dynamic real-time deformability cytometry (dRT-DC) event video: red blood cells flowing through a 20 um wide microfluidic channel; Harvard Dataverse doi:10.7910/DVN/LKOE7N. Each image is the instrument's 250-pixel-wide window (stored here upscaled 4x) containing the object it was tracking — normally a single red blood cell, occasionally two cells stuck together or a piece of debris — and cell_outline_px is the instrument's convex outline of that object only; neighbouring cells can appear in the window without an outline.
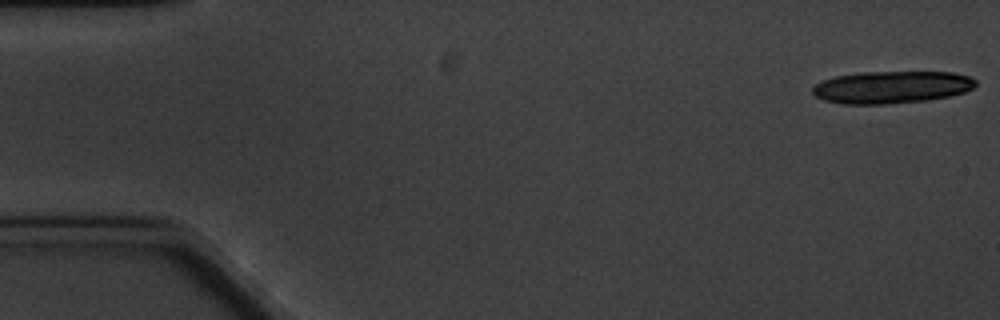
{"species": "common noctule bat (a hibernating species)", "species_latin": "Nyctalus noctula", "temperature_condition": "cold", "stored_images_in_passage": 9, "camera_frame_rate_fps": 3000, "um_per_image_px": 0.085, "animal": {"sex": "male", "body_mass_g": 20.1, "forearm_length_mm": 53.5}, "frame": {"image": 1, "passage_image": 1, "time_ms": 0.0, "image_size_px": [1000, 320], "cell_outline_px": [[976, 84], [972, 88], [964, 92], [948, 96], [928, 100], [884, 104], [844, 104], [824, 100], [816, 96], [812, 92], [812, 88], [816, 84], [824, 80], [836, 76], [864, 72], [952, 72], [968, 76], [976, 80]], "centroid_in_image_um": [75.79, 7.41], "position_along_channel_um": 9.2, "area_um2": 30.52}}
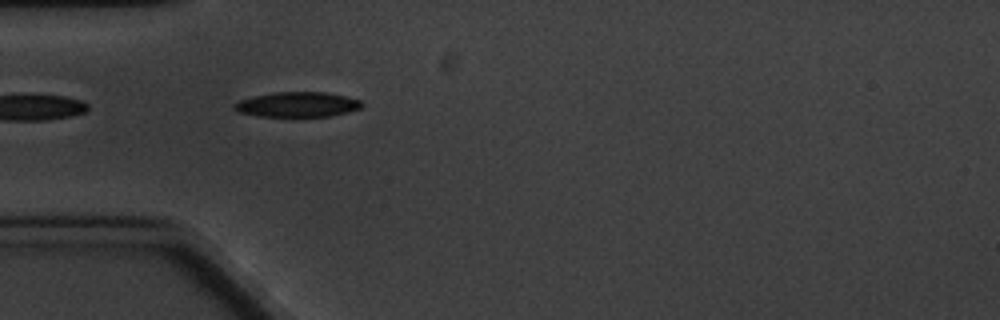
{"frame": {"image": 2, "passage_image": 6, "time_ms": 5.667, "image_size_px": [1000, 320], "cell_outline_px": [[364, 104], [360, 108], [348, 112], [328, 116], [260, 116], [236, 112], [232, 108], [232, 104], [240, 100], [272, 92], [328, 92], [360, 100]], "centroid_in_image_um": [25.25, 8.88], "position_along_channel_um": 59.7, "area_um2": 18.55}}